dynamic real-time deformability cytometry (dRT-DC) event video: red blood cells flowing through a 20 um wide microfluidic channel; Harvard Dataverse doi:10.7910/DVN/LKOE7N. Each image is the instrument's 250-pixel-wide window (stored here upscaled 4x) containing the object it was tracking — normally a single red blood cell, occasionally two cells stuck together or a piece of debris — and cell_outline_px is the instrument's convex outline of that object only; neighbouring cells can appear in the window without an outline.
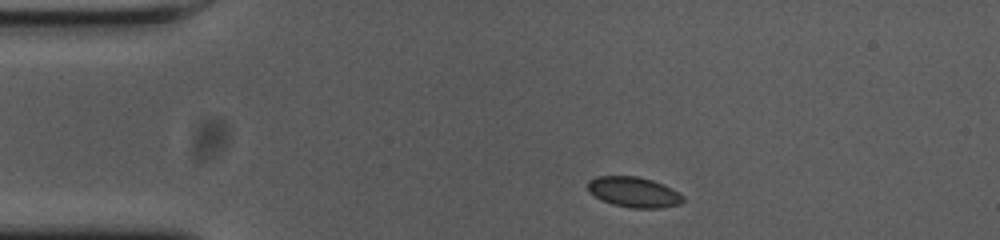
{"species": "common noctule bat (a hibernating species)", "species_latin": "Nyctalus noctula", "temperature_condition": "cold", "stored_images_in_passage": 46, "camera_frame_rate_fps": 3000, "um_per_image_px": 0.085, "animal": {"sex": "female", "body_mass_g": 23.0, "forearm_length_mm": 53.4}, "frame": {"image": 1, "passage_image": 1, "time_ms": 0.0, "image_size_px": [1000, 240], "cell_outline_px": [[684, 200], [680, 204], [660, 208], [632, 208], [612, 204], [600, 200], [588, 192], [588, 180], [596, 176], [636, 176], [652, 180], [664, 184], [672, 188], [684, 196]], "centroid_in_image_um": [53.86, 16.33], "position_along_channel_um": 31.1, "area_um2": 17.05}}
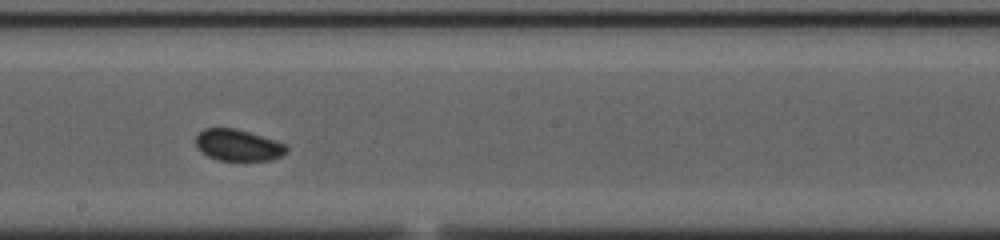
{"frame": {"image": 2, "passage_image": 21, "time_ms": 6.667, "image_size_px": [1000, 240], "cell_outline_px": [[288, 152], [272, 160], [220, 160], [208, 156], [196, 144], [196, 136], [204, 128], [236, 128], [288, 144]], "centroid_in_image_um": [20.29, 12.33], "position_along_channel_um": 227.9, "area_um2": 16.53}}
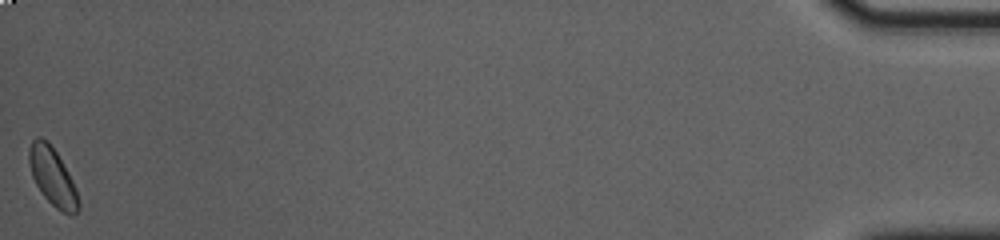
{"frame": {"image": 3, "passage_image": 46, "time_ms": 15.0, "image_size_px": [1000, 240], "cell_outline_px": [[80, 208], [72, 216], [56, 208], [44, 196], [36, 184], [32, 176], [28, 164], [28, 148], [32, 140], [36, 136], [40, 136], [48, 140], [56, 152], [68, 172], [76, 188], [80, 204]], "centroid_in_image_um": [4.45, 14.99], "position_along_channel_um": 430.8, "area_um2": 16.76}, "authors_computed_cell_mechanics": {"area_um2": 16.6753, "velocity_mm_per_s": 3.6542, "shape_relaxation_time_tau1_ms": null, "shape_relaxation_time_tau2_ms": 7.9429, "deformation_change_tau1": null, "deformation_change_tau2": 0.0691}}